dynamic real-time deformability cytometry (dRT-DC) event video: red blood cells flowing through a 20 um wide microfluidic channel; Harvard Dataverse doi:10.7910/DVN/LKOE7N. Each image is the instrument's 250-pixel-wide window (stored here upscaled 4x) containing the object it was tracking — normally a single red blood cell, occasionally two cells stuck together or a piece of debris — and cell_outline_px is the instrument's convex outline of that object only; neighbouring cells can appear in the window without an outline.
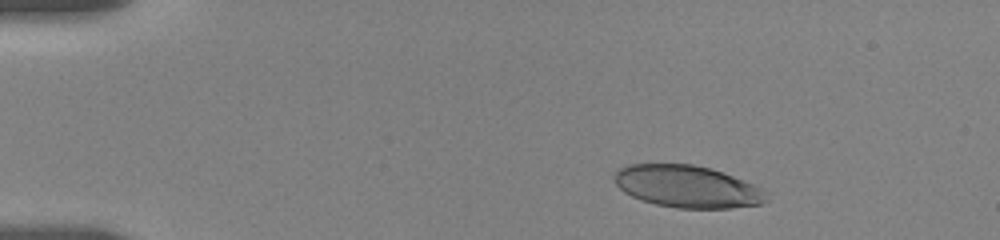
{"species": "human", "species_latin": "Homo sapiens", "temperature_condition": "room temperature", "stored_images_in_passage": 11, "camera_frame_rate_fps": 3000, "um_per_image_px": 0.085, "donor": {"sex": "female"}, "frame": {"image": 1, "passage_image": 1, "time_ms": 0.0, "image_size_px": [1000, 240], "cell_outline_px": [[768, 200], [760, 204], [732, 208], [676, 208], [656, 204], [632, 196], [624, 192], [616, 184], [616, 172], [620, 168], [628, 164], [692, 164], [708, 168], [732, 176], [752, 184], [768, 192]], "centroid_in_image_um": [58.44, 15.86], "position_along_channel_um": 26.6, "area_um2": 36.93}}
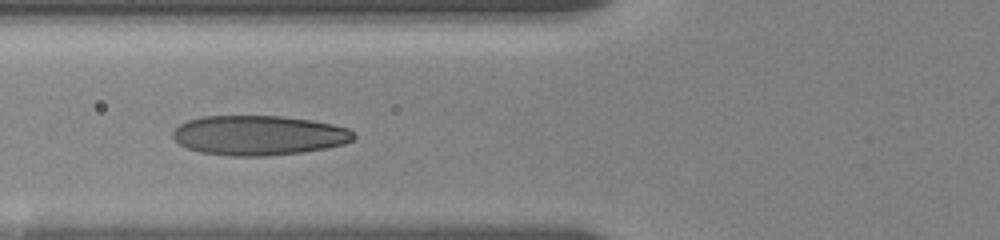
{"frame": {"image": 2, "passage_image": 7, "time_ms": 4.333, "image_size_px": [1000, 240], "cell_outline_px": [[356, 136], [352, 140], [344, 144], [324, 148], [300, 152], [264, 156], [228, 156], [200, 152], [188, 148], [180, 144], [172, 136], [172, 132], [180, 124], [188, 120], [204, 116], [280, 116], [308, 120], [332, 124], [348, 128]], "centroid_in_image_um": [21.97, 11.5], "position_along_channel_um": 103.8, "area_um2": 41.62}}
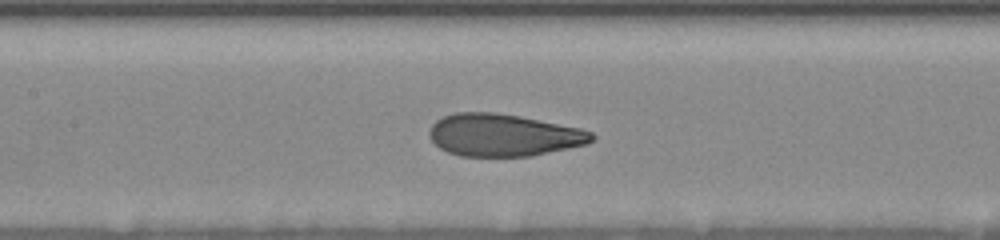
{"frame": {"image": 3, "passage_image": 10, "time_ms": 6.0, "image_size_px": [1000, 240], "cell_outline_px": [[596, 140], [588, 144], [532, 156], [460, 156], [448, 152], [440, 148], [428, 136], [428, 132], [432, 124], [436, 120], [444, 116], [456, 112], [496, 112], [520, 116], [580, 128], [592, 132], [596, 136]], "centroid_in_image_um": [42.81, 11.48], "position_along_channel_um": 164.6, "area_um2": 40.29}}